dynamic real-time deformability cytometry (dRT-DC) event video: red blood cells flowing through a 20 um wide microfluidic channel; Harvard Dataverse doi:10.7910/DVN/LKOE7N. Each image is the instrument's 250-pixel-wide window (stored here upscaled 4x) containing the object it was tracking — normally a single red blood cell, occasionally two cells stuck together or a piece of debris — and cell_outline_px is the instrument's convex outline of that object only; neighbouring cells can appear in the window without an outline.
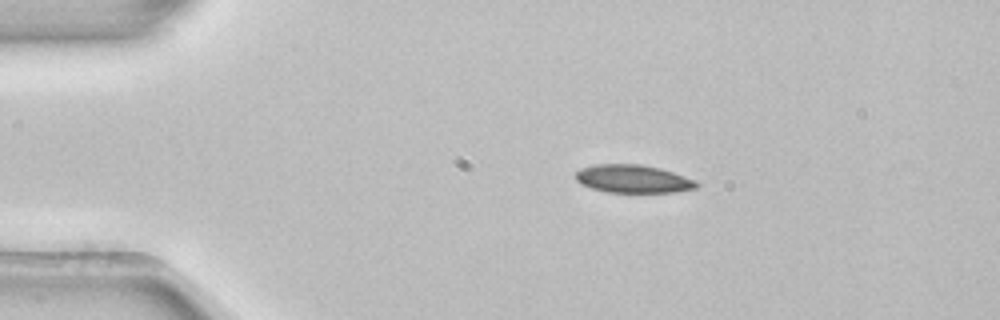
{"species": "common noctule bat (a hibernating species)", "species_latin": "Nyctalus noctula", "temperature_condition": "room temperature", "stored_images_in_passage": 2, "camera_frame_rate_fps": 3000, "um_per_image_px": 0.085, "animal": {"sex": "female", "body_mass_g": 22.7, "forearm_length_mm": 54.2}, "frame": {"image": 1, "passage_image": 1, "time_ms": 0.0, "image_size_px": [1000, 320], "cell_outline_px": [[700, 184], [696, 188], [672, 192], [604, 192], [580, 184], [576, 180], [576, 172], [580, 168], [596, 164], [640, 164], [660, 168], [696, 180]], "centroid_in_image_um": [53.79, 15.2], "position_along_channel_um": 31.2, "area_um2": 19.77}}